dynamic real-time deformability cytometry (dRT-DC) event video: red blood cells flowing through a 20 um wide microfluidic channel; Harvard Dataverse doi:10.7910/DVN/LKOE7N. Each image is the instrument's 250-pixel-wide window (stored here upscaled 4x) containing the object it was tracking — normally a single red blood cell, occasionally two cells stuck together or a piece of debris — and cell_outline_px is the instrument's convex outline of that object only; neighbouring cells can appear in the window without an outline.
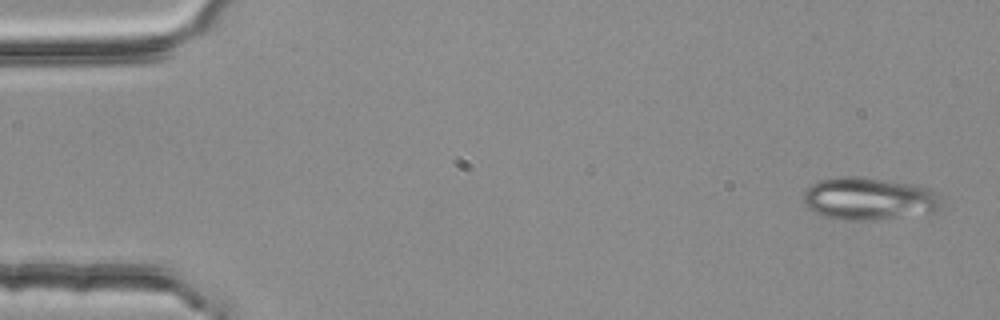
{"species": "common noctule bat (a hibernating species)", "species_latin": "Nyctalus noctula", "temperature_condition": "room temperature", "stored_images_in_passage": 4, "camera_frame_rate_fps": 3000, "um_per_image_px": 0.085, "animal": {"sex": "female", "body_mass_g": 25.1}, "frame": {"image": 1, "passage_image": 1, "time_ms": 0.0, "image_size_px": [1000, 320], "cell_outline_px": [[940, 208], [936, 212], [876, 220], [848, 220], [828, 216], [816, 212], [808, 208], [804, 204], [804, 192], [812, 184], [820, 180], [840, 176], [856, 176], [916, 184], [940, 192]], "centroid_in_image_um": [73.92, 16.88], "position_along_channel_um": 11.1, "area_um2": 34.28}}